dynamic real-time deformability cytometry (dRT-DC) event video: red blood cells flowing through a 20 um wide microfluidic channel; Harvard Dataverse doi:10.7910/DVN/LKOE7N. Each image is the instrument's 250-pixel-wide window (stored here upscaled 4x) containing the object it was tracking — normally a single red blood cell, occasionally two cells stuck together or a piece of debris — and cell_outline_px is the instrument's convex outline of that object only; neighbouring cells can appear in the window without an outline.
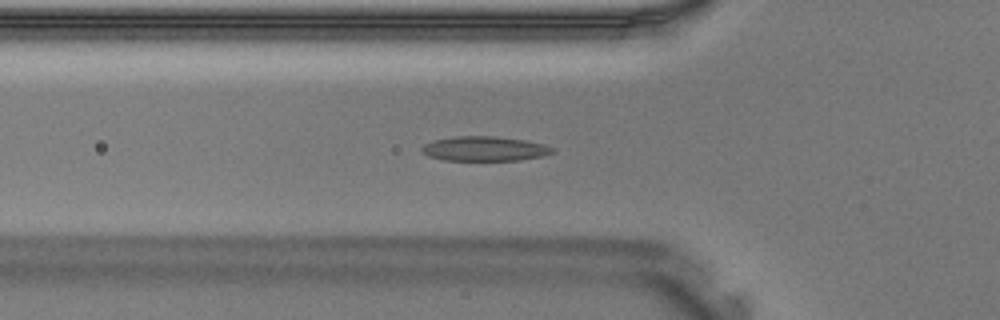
{"species": "Egyptian fruit bat (a non-hibernating species)", "species_latin": "Rousettus aegyptiacus", "temperature_condition": "warm", "stored_images_in_passage": 39, "camera_frame_rate_fps": 3000, "um_per_image_px": 0.085, "animal": {"sex": "male"}, "frame": {"image": 1, "passage_image": 12, "time_ms": 3.667, "image_size_px": [1000, 320], "cell_outline_px": [[556, 152], [544, 156], [520, 160], [444, 160], [428, 156], [420, 148], [424, 144], [432, 140], [456, 136], [496, 136], [524, 140], [544, 144], [552, 148]], "centroid_in_image_um": [41.19, 12.64], "position_along_channel_um": 84.6, "area_um2": 18.79}}
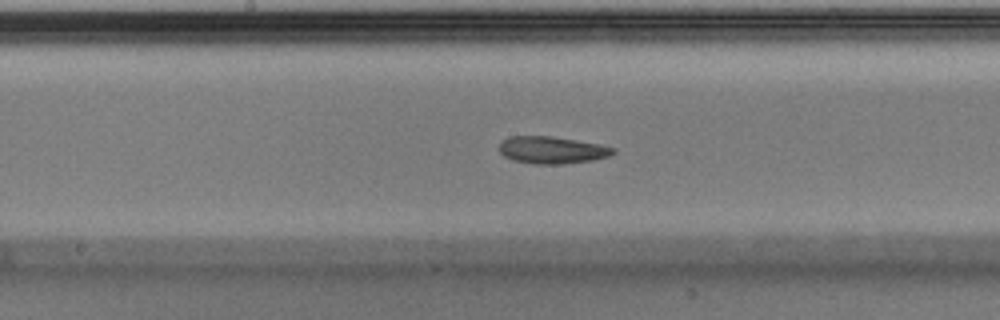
{"frame": {"image": 2, "passage_image": 19, "time_ms": 6.0, "image_size_px": [1000, 320], "cell_outline_px": [[616, 152], [608, 156], [592, 160], [560, 164], [532, 164], [512, 160], [504, 156], [500, 152], [500, 144], [508, 136], [552, 136], [600, 144], [616, 148]], "centroid_in_image_um": [46.92, 12.75], "position_along_channel_um": 201.3, "area_um2": 18.03}}
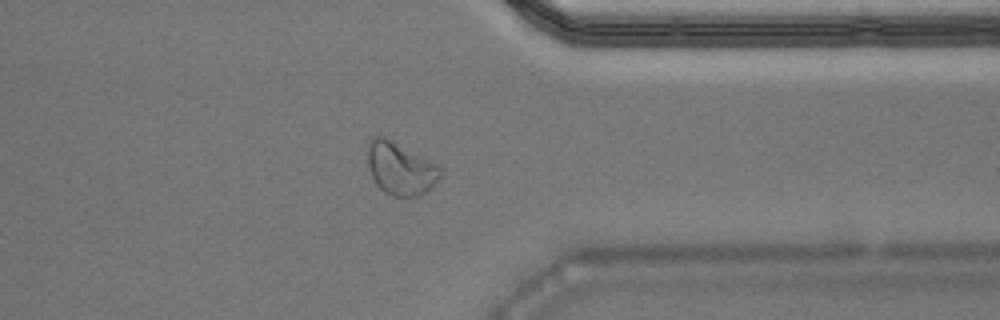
{"frame": {"image": 3, "passage_image": 30, "time_ms": 9.667, "image_size_px": [1000, 320], "cell_outline_px": [[440, 176], [432, 188], [416, 196], [392, 196], [384, 192], [376, 184], [372, 176], [368, 164], [368, 144], [372, 136], [384, 136], [436, 164], [440, 168]], "centroid_in_image_um": [34.0, 14.33], "position_along_channel_um": 377.4, "area_um2": 21.91}}